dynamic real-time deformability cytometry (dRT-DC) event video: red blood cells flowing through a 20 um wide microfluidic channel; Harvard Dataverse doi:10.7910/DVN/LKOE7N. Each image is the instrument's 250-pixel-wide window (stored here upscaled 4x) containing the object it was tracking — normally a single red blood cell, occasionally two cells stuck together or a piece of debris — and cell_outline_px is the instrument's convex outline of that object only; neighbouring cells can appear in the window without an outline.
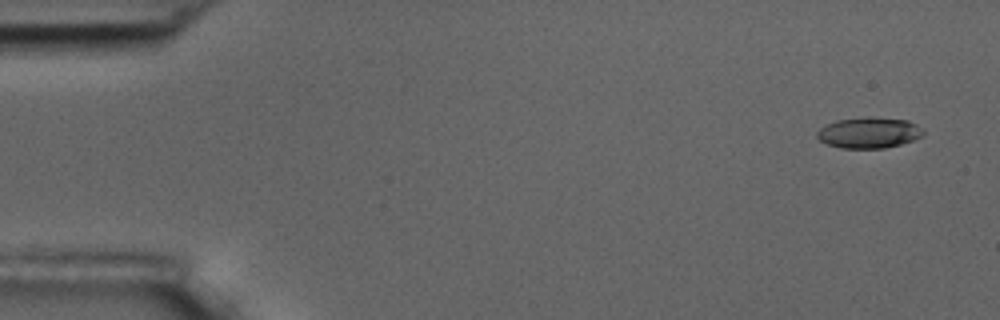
{"species": "common noctule bat (a hibernating species)", "species_latin": "Nyctalus noctula", "temperature_condition": "room temperature", "stored_images_in_passage": 5, "camera_frame_rate_fps": 3000, "um_per_image_px": 0.085, "animal": {"sex": "male", "body_mass_g": 17.5, "forearm_length_mm": 52.3}, "frame": {"image": 1, "passage_image": 1, "time_ms": 0.0, "image_size_px": [1000, 320], "cell_outline_px": [[924, 136], [900, 144], [884, 148], [840, 148], [828, 144], [820, 140], [816, 136], [816, 132], [820, 128], [836, 120], [868, 116], [908, 120], [916, 124], [924, 132]], "centroid_in_image_um": [73.86, 11.27], "position_along_channel_um": 11.1, "area_um2": 19.13}}
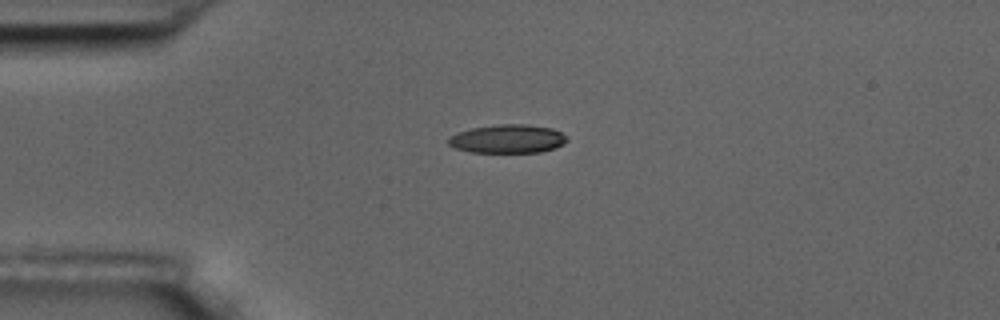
{"frame": {"image": 2, "passage_image": 4, "time_ms": 3.667, "image_size_px": [1000, 320], "cell_outline_px": [[568, 140], [564, 144], [556, 148], [540, 152], [468, 152], [456, 148], [448, 144], [448, 136], [456, 132], [472, 128], [500, 124], [528, 124], [552, 128], [568, 136]], "centroid_in_image_um": [43.16, 11.8], "position_along_channel_um": 41.8, "area_um2": 19.94}}